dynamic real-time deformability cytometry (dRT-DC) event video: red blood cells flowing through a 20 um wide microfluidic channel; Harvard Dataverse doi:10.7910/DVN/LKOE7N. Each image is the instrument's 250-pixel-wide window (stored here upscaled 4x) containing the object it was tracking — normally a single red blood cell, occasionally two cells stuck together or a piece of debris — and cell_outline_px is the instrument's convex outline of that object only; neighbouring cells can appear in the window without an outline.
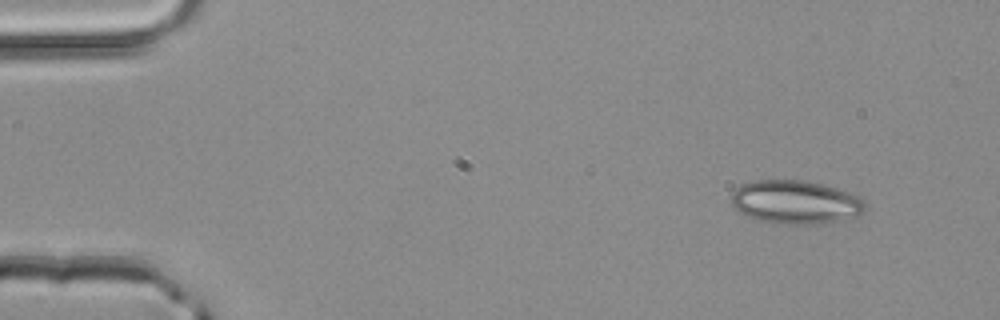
{"species": "common noctule bat (a hibernating species)", "species_latin": "Nyctalus noctula", "temperature_condition": "room temperature", "stored_images_in_passage": 3, "camera_frame_rate_fps": 3000, "um_per_image_px": 0.085, "animal": {"sex": "male", "body_mass_g": 20.4}, "frame": {"image": 1, "passage_image": 1, "time_ms": 0.0, "image_size_px": [1000, 320], "cell_outline_px": [[868, 204], [864, 212], [848, 224], [772, 224], [748, 216], [740, 212], [732, 204], [732, 192], [736, 188], [752, 180], [804, 180], [836, 188], [860, 196]], "centroid_in_image_um": [67.75, 17.23], "position_along_channel_um": 17.3, "area_um2": 34.97}}